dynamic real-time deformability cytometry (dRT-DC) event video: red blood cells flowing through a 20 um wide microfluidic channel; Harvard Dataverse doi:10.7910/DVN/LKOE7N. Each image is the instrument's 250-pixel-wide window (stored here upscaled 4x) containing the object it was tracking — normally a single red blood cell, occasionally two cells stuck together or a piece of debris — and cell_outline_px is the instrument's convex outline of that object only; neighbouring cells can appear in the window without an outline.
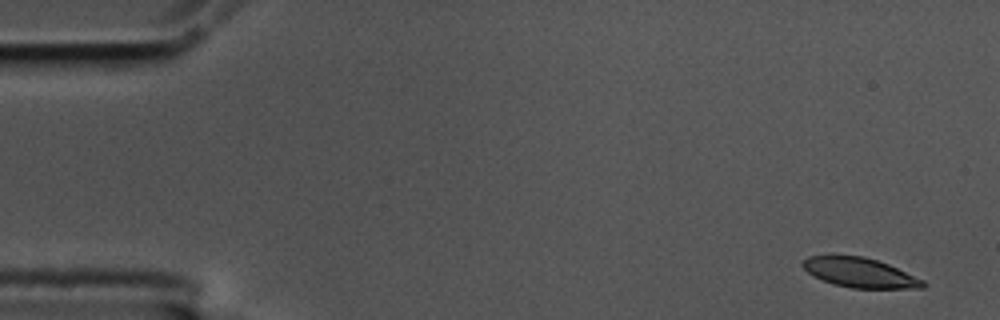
{"species": "common noctule bat (a hibernating species)", "species_latin": "Nyctalus noctula", "temperature_condition": "cold", "stored_images_in_passage": 5, "camera_frame_rate_fps": 3000, "um_per_image_px": 0.085, "animal": {"sex": "male", "body_mass_g": 17.5, "forearm_length_mm": 52.3}, "frame": {"image": 1, "passage_image": 1, "time_ms": 0.0, "image_size_px": [1000, 320], "cell_outline_px": [[928, 284], [924, 288], [852, 288], [836, 284], [824, 280], [808, 272], [800, 264], [808, 256], [864, 256], [888, 264], [924, 280]], "centroid_in_image_um": [73.13, 23.18], "position_along_channel_um": 11.9, "area_um2": 20.4}}
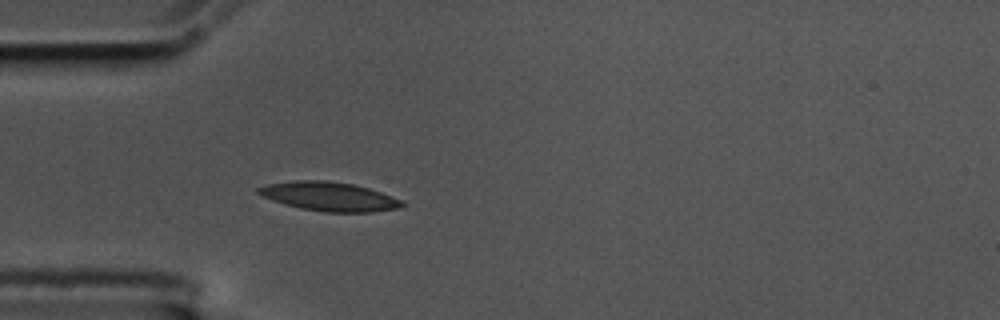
{"frame": {"image": 2, "passage_image": 5, "time_ms": 1.333, "image_size_px": [1000, 320], "cell_outline_px": [[408, 204], [396, 208], [372, 212], [324, 212], [300, 208], [284, 204], [272, 200], [256, 192], [256, 188], [268, 184], [296, 180], [324, 180], [352, 184], [368, 188], [380, 192], [400, 200]], "centroid_in_image_um": [27.95, 16.7], "position_along_channel_um": 57.0, "area_um2": 24.04}}